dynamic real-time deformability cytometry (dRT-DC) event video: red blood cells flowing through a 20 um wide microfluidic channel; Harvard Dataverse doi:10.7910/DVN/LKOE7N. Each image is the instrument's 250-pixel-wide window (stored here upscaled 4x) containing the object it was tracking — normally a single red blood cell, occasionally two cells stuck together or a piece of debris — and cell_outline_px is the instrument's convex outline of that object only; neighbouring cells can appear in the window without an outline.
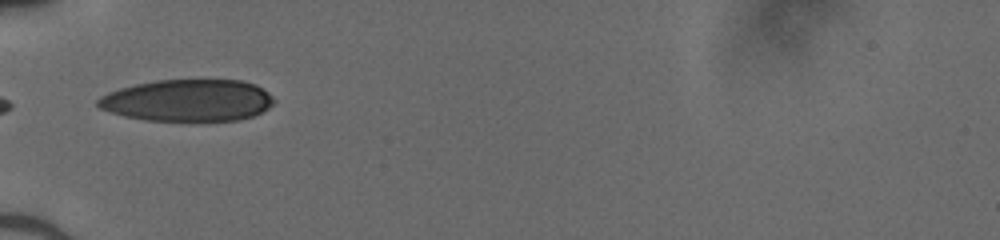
{"species": "human", "species_latin": "Homo sapiens", "temperature_condition": "cold", "stored_images_in_passage": 8, "camera_frame_rate_fps": 3000, "um_per_image_px": 0.085, "donor": {"sex": "male"}, "frame": {"image": 1, "passage_image": 1, "time_ms": 0.0, "image_size_px": [1000, 240], "cell_outline_px": [[276, 100], [268, 108], [252, 116], [240, 120], [144, 120], [124, 116], [100, 108], [96, 104], [96, 100], [100, 96], [108, 92], [120, 88], [136, 84], [156, 80], [240, 80], [256, 84], [268, 92]], "centroid_in_image_um": [15.96, 8.52], "position_along_channel_um": 69.0, "area_um2": 42.89}}